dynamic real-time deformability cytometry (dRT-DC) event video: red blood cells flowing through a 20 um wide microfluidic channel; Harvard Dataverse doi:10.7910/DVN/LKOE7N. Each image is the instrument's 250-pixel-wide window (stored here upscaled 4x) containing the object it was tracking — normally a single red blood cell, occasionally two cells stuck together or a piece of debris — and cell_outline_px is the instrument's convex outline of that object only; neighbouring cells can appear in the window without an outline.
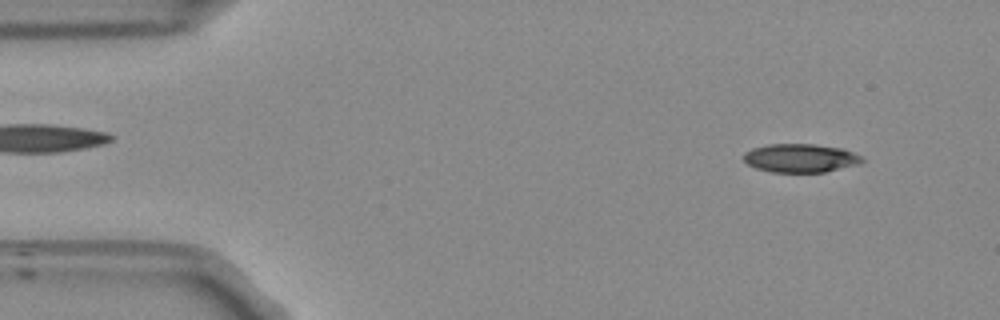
{"species": "Egyptian fruit bat (a non-hibernating species)", "species_latin": "Rousettus aegyptiacus", "temperature_condition": "room temperature", "stored_images_in_passage": 51, "camera_frame_rate_fps": 3000, "um_per_image_px": 0.085, "frame": {"image": 1, "passage_image": 3, "time_ms": 0.667, "image_size_px": [1000, 320], "cell_outline_px": [[864, 160], [860, 164], [824, 172], [772, 172], [756, 168], [748, 164], [744, 160], [744, 152], [752, 148], [768, 144], [812, 144], [840, 148], [852, 152], [860, 156]], "centroid_in_image_um": [68.02, 13.44], "position_along_channel_um": 17.0, "area_um2": 19.59}}
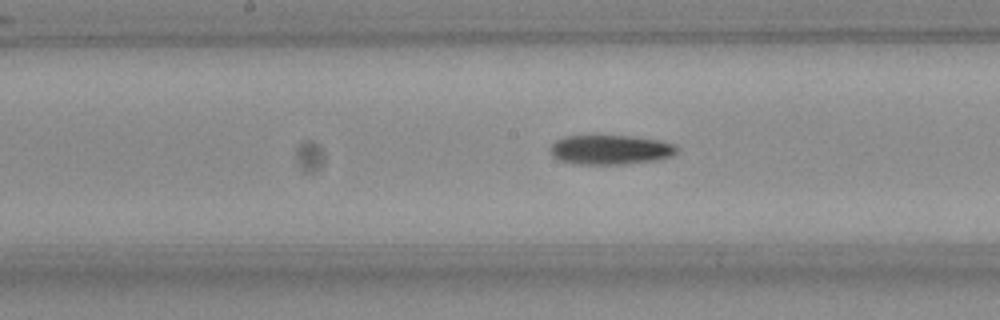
{"frame": {"image": 2, "passage_image": 24, "time_ms": 7.667, "image_size_px": [1000, 320], "cell_outline_px": [[680, 148], [672, 156], [656, 160], [620, 164], [580, 164], [560, 160], [552, 156], [548, 148], [556, 140], [564, 136], [596, 132], [632, 136], [660, 140], [676, 144]], "centroid_in_image_um": [51.85, 12.66], "position_along_channel_um": 196.3, "area_um2": 22.83}}
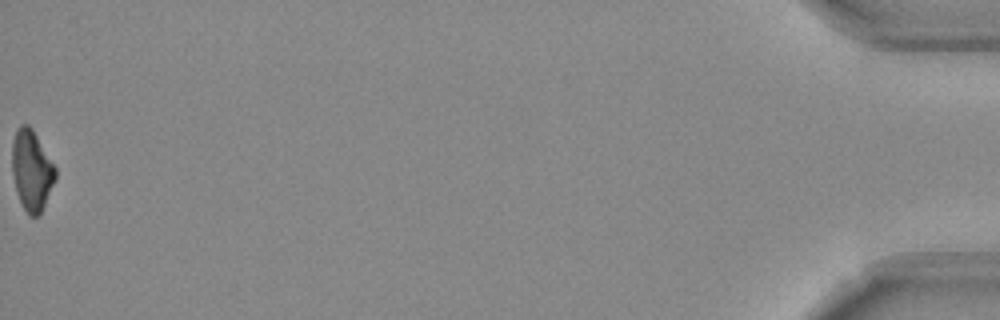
{"frame": {"image": 3, "passage_image": 51, "time_ms": 16.667, "image_size_px": [1000, 320], "cell_outline_px": [[56, 176], [40, 216], [28, 216], [16, 192], [12, 172], [12, 140], [16, 128], [20, 124], [28, 124], [32, 128], [56, 168]], "centroid_in_image_um": [2.67, 14.47], "position_along_channel_um": 432.5, "area_um2": 20.35}, "authors_computed_cell_mechanics": {"area_um2": 21.0392, "velocity_mm_per_s": 3.8231, "shape_relaxation_time_tau1_ms": 3.9286, "shape_relaxation_time_tau2_ms": null, "deformation_change_tau1": 0.1427, "deformation_change_tau2": null}}